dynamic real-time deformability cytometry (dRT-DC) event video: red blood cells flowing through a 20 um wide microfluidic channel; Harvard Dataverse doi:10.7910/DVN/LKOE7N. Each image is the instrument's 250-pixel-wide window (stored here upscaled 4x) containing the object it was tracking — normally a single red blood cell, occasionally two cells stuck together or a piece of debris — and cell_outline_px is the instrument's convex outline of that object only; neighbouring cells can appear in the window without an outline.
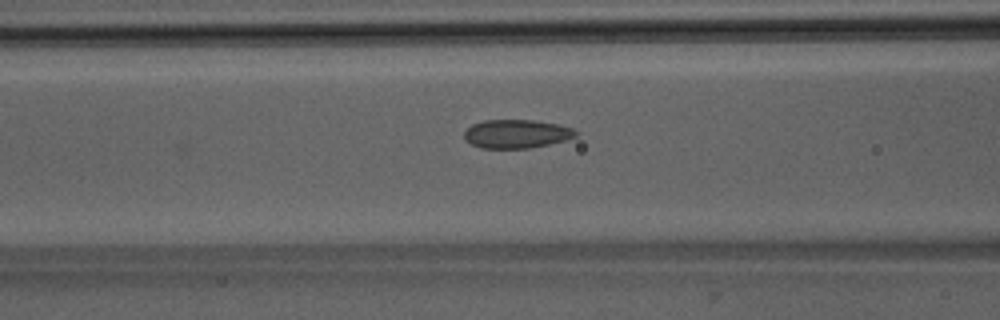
{"species": "Egyptian fruit bat (a non-hibernating species)", "species_latin": "Rousettus aegyptiacus", "temperature_condition": "room temperature", "stored_images_in_passage": 6, "camera_frame_rate_fps": 3000, "um_per_image_px": 0.085, "animal": {"sex": "male"}, "frame": {"image": 1, "passage_image": 5, "time_ms": 4.667, "image_size_px": [1000, 320], "cell_outline_px": [[580, 132], [576, 136], [564, 140], [548, 144], [528, 148], [480, 148], [472, 144], [464, 136], [464, 132], [472, 124], [484, 120], [536, 120], [560, 124], [572, 128]], "centroid_in_image_um": [43.93, 11.36], "position_along_channel_um": 122.7, "area_um2": 18.55}}